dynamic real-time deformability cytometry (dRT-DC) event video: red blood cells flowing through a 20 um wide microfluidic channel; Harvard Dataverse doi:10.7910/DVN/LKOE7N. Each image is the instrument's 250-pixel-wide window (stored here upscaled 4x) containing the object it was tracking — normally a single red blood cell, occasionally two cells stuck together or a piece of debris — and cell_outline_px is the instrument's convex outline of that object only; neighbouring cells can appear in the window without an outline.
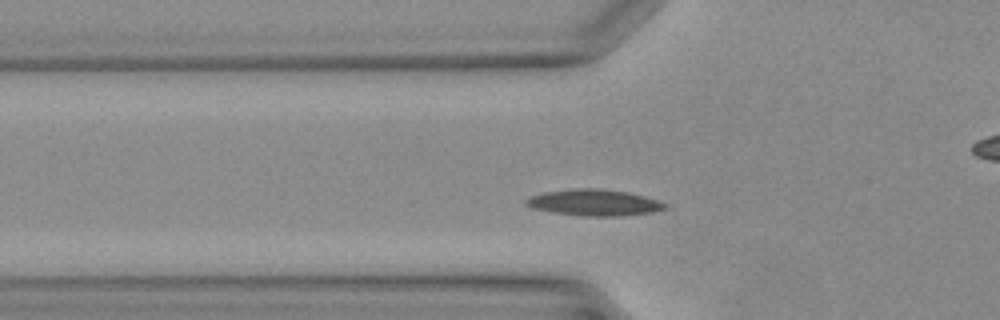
{"species": "Egyptian fruit bat (a non-hibernating species)", "species_latin": "Rousettus aegyptiacus", "temperature_condition": "warm", "stored_images_in_passage": 29, "camera_frame_rate_fps": 3000, "um_per_image_px": 0.085, "animal": {"sex": "female"}, "frame": {"image": 1, "passage_image": 2, "time_ms": 0.333, "image_size_px": [1000, 320], "cell_outline_px": [[668, 204], [664, 208], [652, 212], [616, 216], [588, 216], [552, 212], [532, 208], [524, 204], [524, 200], [532, 196], [548, 192], [576, 188], [604, 188], [628, 192], [644, 196]], "centroid_in_image_um": [50.49, 17.21], "position_along_channel_um": 75.3, "area_um2": 21.04}}
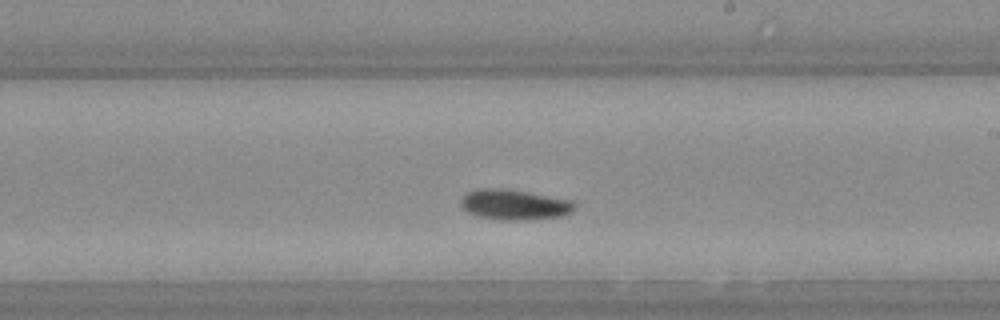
{"frame": {"image": 2, "passage_image": 12, "time_ms": 3.667, "image_size_px": [1000, 320], "cell_outline_px": [[572, 208], [568, 212], [560, 216], [520, 220], [500, 220], [476, 216], [468, 212], [460, 204], [460, 200], [468, 192], [480, 188], [500, 188], [528, 192], [572, 200]], "centroid_in_image_um": [43.63, 17.39], "position_along_channel_um": 245.4, "area_um2": 19.71}}
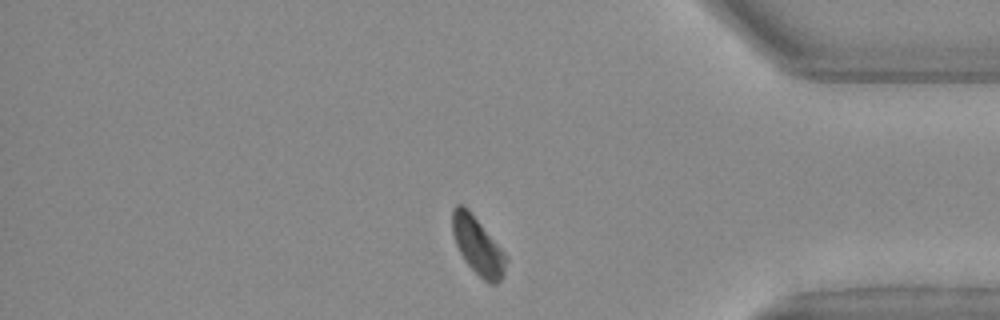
{"frame": {"image": 3, "passage_image": 22, "time_ms": 7.0, "image_size_px": [1000, 320], "cell_outline_px": [[508, 260], [504, 276], [496, 284], [488, 284], [464, 260], [456, 244], [452, 232], [452, 208], [456, 204], [464, 204], [468, 208], [504, 252]], "centroid_in_image_um": [40.61, 20.89], "position_along_channel_um": 394.6, "area_um2": 18.03}}